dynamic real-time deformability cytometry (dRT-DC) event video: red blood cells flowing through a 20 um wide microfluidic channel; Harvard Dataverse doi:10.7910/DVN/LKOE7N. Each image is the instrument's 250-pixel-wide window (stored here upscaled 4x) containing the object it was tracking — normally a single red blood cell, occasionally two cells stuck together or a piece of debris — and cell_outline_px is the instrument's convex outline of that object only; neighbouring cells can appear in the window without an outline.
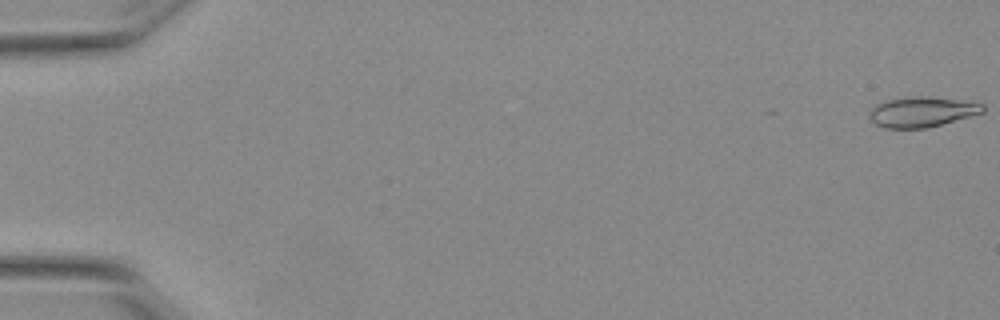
{"species": "Egyptian fruit bat (a non-hibernating species)", "species_latin": "Rousettus aegyptiacus", "temperature_condition": "warm", "stored_images_in_passage": 17, "camera_frame_rate_fps": 3000, "um_per_image_px": 0.085, "animal": {"sex": "female"}, "frame": {"image": 1, "passage_image": 1, "time_ms": 0.0, "image_size_px": [1000, 320], "cell_outline_px": [[984, 112], [928, 128], [884, 128], [876, 124], [872, 120], [868, 112], [876, 104], [888, 100], [916, 96], [920, 96], [984, 104]], "centroid_in_image_um": [78.32, 9.53], "position_along_channel_um": 6.7, "area_um2": 19.48}}
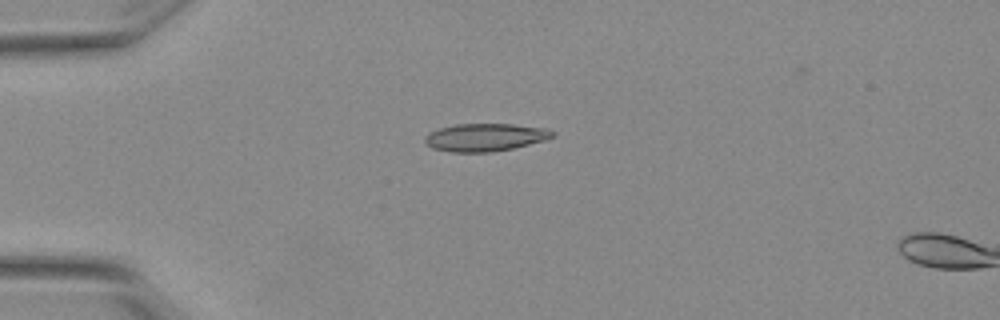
{"frame": {"image": 2, "passage_image": 15, "time_ms": 4.667, "image_size_px": [1000, 320], "cell_outline_px": [[556, 132], [552, 136], [544, 140], [512, 148], [492, 152], [452, 152], [432, 148], [424, 140], [424, 136], [440, 128], [456, 124], [512, 124], [548, 128]], "centroid_in_image_um": [41.25, 11.67], "position_along_channel_um": 43.8, "area_um2": 20.46}}